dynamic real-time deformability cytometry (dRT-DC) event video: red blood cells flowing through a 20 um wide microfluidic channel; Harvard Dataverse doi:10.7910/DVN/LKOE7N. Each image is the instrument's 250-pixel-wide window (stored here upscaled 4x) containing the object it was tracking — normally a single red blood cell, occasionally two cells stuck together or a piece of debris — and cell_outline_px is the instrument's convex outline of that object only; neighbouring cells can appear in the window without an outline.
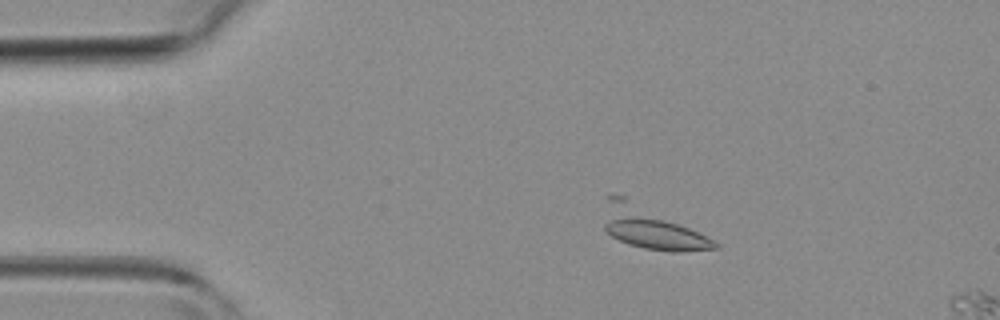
{"species": "common noctule bat (a hibernating species)", "species_latin": "Nyctalus noctula", "temperature_condition": "room temperature", "stored_images_in_passage": 11, "segment_of_instrument_passage": [1, 2], "camera_frame_rate_fps": 3000, "um_per_image_px": 0.085, "animal": {"sex": "female", "body_mass_g": 19.3, "forearm_length_mm": 54.1}, "frame": {"image": 1, "passage_image": 7, "time_ms": 2.0, "image_size_px": [1000, 320], "cell_outline_px": [[720, 248], [680, 252], [672, 252], [644, 248], [628, 244], [612, 236], [604, 228], [604, 224], [620, 216], [624, 216], [664, 220], [700, 232], [708, 236], [720, 244]], "centroid_in_image_um": [55.98, 19.97], "position_along_channel_um": 29.0, "area_um2": 19.19}}